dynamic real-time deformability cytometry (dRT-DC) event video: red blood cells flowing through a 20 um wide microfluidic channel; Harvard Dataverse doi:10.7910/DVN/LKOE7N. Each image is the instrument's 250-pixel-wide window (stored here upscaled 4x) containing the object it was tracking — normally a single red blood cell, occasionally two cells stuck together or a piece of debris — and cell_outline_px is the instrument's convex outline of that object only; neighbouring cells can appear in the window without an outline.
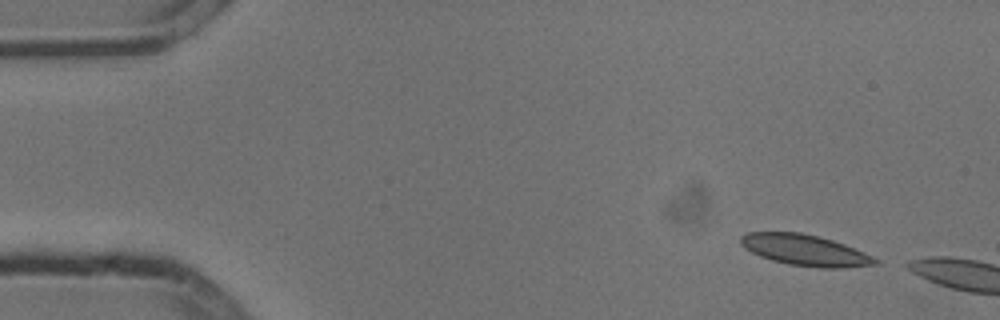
{"species": "common noctule bat (a hibernating species)", "species_latin": "Nyctalus noctula", "temperature_condition": "cold", "stored_images_in_passage": 2, "camera_frame_rate_fps": 3000, "um_per_image_px": 0.085, "animal": {"sex": "male", "body_mass_g": 13.3}, "frame": {"image": 1, "passage_image": 1, "time_ms": 0.0, "image_size_px": [1000, 320], "cell_outline_px": [[880, 264], [844, 268], [820, 268], [788, 264], [772, 260], [760, 256], [744, 248], [740, 244], [740, 236], [748, 232], [800, 232], [820, 236], [844, 244], [864, 252], [880, 260]], "centroid_in_image_um": [68.45, 21.26], "position_along_channel_um": 16.6, "area_um2": 24.51}}